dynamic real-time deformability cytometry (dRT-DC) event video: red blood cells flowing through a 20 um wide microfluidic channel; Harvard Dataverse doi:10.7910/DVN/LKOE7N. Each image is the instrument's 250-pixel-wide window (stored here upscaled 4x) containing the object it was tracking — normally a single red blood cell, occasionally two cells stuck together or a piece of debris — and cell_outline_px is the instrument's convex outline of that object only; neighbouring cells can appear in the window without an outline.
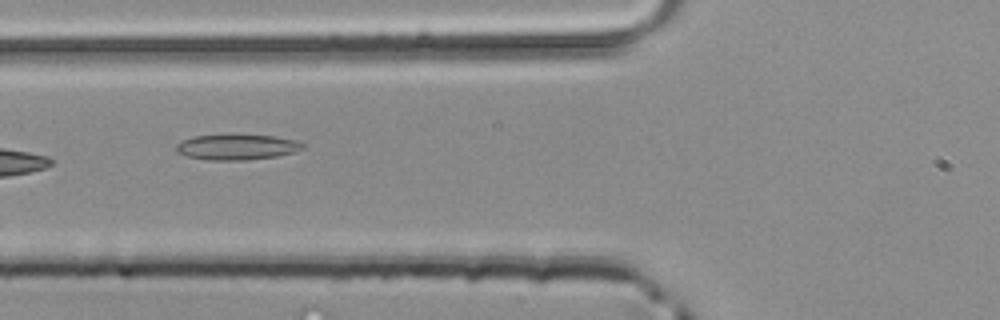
{"species": "common noctule bat (a hibernating species)", "species_latin": "Nyctalus noctula", "temperature_condition": "room temperature", "stored_images_in_passage": 6, "camera_frame_rate_fps": 3000, "um_per_image_px": 0.085, "animal": {"sex": "male", "body_mass_g": 20.4}, "frame": {"image": 1, "passage_image": 6, "time_ms": 1.667, "image_size_px": [1000, 320], "cell_outline_px": [[304, 148], [296, 152], [276, 156], [244, 160], [208, 160], [188, 156], [180, 152], [176, 148], [176, 144], [192, 136], [272, 136], [296, 140], [304, 144]], "centroid_in_image_um": [20.18, 12.52], "position_along_channel_um": 105.6, "area_um2": 18.21}}